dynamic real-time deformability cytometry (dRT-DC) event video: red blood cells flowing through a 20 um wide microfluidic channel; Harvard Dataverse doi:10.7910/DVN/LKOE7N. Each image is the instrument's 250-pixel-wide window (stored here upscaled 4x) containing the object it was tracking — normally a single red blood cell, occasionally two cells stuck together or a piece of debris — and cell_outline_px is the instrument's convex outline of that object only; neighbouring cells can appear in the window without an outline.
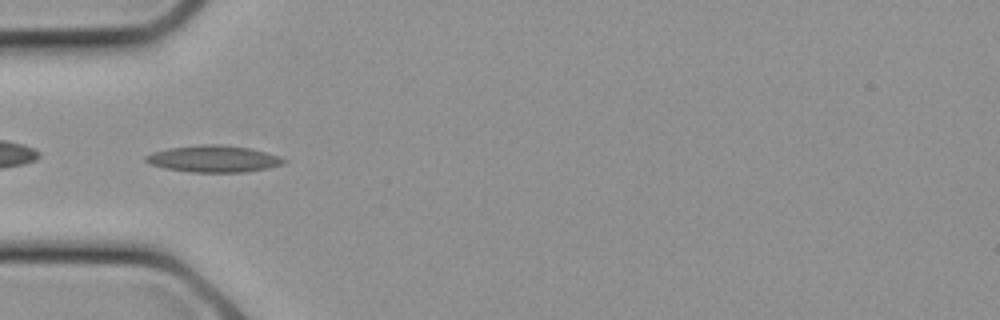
{"species": "common noctule bat (a hibernating species)", "species_latin": "Nyctalus noctula", "temperature_condition": "cold", "stored_images_in_passage": 8, "camera_frame_rate_fps": 3000, "um_per_image_px": 0.085, "animal": {"sex": "female", "body_mass_g": 21.9}, "frame": {"image": 1, "passage_image": 7, "time_ms": 2.0, "image_size_px": [1000, 320], "cell_outline_px": [[288, 160], [284, 164], [268, 168], [244, 172], [188, 172], [164, 168], [148, 164], [144, 160], [144, 156], [152, 152], [168, 148], [200, 144], [220, 144], [248, 148], [280, 156]], "centroid_in_image_um": [18.12, 13.5], "position_along_channel_um": 66.9, "area_um2": 21.68}}